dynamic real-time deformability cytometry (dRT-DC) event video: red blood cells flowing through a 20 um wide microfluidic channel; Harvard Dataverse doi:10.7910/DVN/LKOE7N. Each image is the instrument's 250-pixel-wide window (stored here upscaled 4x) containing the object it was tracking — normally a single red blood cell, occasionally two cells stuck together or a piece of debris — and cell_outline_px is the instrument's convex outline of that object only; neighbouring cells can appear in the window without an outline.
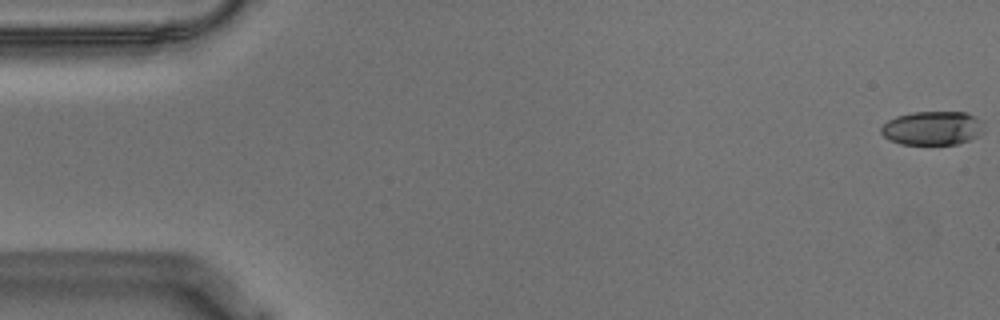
{"species": "Egyptian fruit bat (a non-hibernating species)", "species_latin": "Rousettus aegyptiacus", "temperature_condition": "warm", "stored_images_in_passage": 57, "camera_frame_rate_fps": 3000, "um_per_image_px": 0.085, "animal": {"sex": "male"}, "frame": {"image": 1, "passage_image": 1, "time_ms": 0.0, "image_size_px": [1000, 320], "cell_outline_px": [[984, 132], [968, 140], [956, 144], [900, 144], [888, 140], [880, 132], [880, 128], [888, 120], [896, 116], [912, 112], [968, 112], [984, 120]], "centroid_in_image_um": [79.28, 10.88], "position_along_channel_um": 5.7, "area_um2": 20.58}}
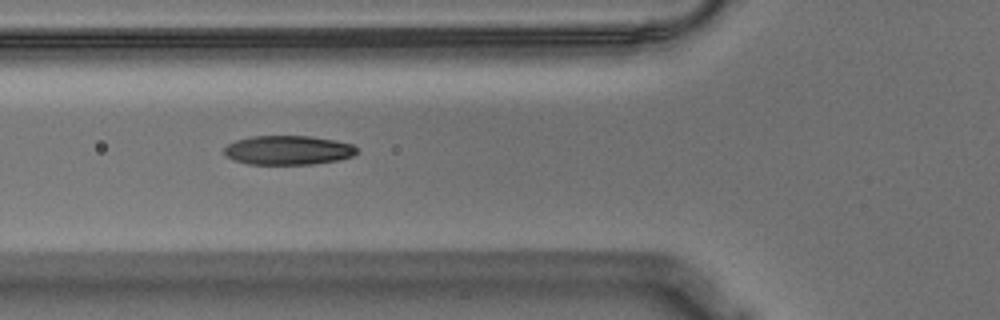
{"frame": {"image": 2, "passage_image": 21, "time_ms": 6.667, "image_size_px": [1000, 320], "cell_outline_px": [[356, 152], [352, 156], [336, 160], [312, 164], [248, 164], [232, 160], [224, 156], [224, 148], [228, 144], [236, 140], [252, 136], [308, 136], [336, 140], [352, 144], [356, 148]], "centroid_in_image_um": [24.43, 12.76], "position_along_channel_um": 101.4, "area_um2": 22.54}}
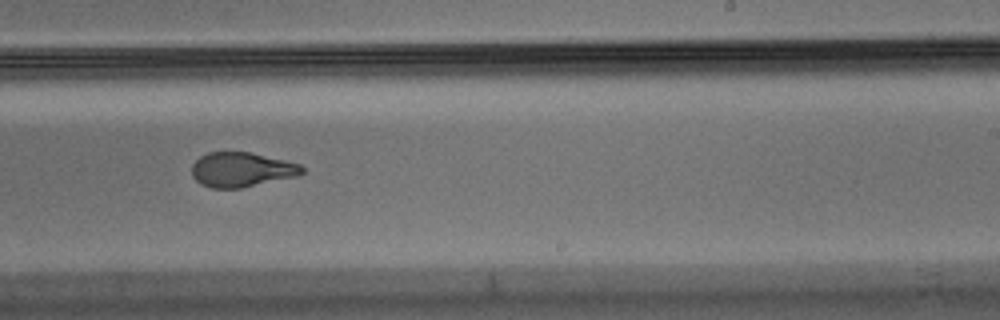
{"frame": {"image": 3, "passage_image": 35, "time_ms": 11.333, "image_size_px": [1000, 320], "cell_outline_px": [[304, 172], [296, 176], [240, 188], [212, 188], [200, 184], [192, 176], [192, 164], [200, 156], [208, 152], [248, 152], [284, 160], [300, 164], [304, 168]], "centroid_in_image_um": [20.5, 14.42], "position_along_channel_um": 268.5, "area_um2": 22.08}, "authors_computed_cell_mechanics": {"area_um2": 22.8888, "velocity_mm_per_s": 3.5698, "shape_relaxation_time_tau1_ms": 8.2918, "shape_relaxation_time_tau2_ms": 1.0708, "deformation_change_tau1": 0.2761, "deformation_change_tau2": 0.0701}}